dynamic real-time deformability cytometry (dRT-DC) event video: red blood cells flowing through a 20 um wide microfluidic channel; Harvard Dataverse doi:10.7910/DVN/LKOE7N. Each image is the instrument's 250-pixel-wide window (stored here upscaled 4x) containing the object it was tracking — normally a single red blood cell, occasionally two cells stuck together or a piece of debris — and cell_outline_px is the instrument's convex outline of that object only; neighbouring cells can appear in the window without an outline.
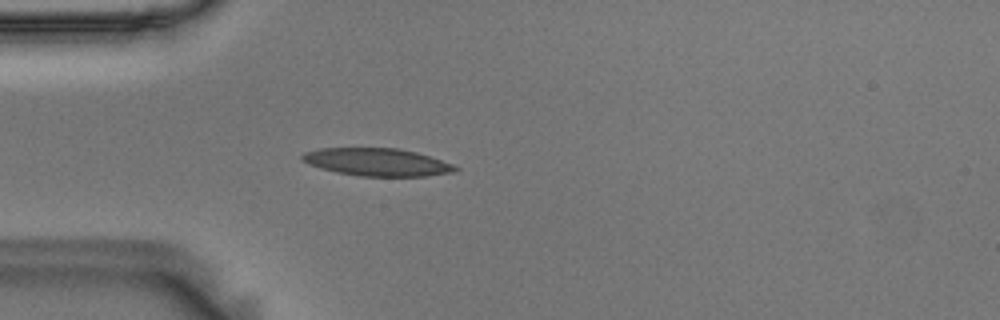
{"species": "Egyptian fruit bat (a non-hibernating species)", "species_latin": "Rousettus aegyptiacus", "temperature_condition": "room temperature", "stored_images_in_passage": 43, "camera_frame_rate_fps": 3000, "um_per_image_px": 0.085, "animal": {"sex": "male"}, "frame": {"image": 1, "passage_image": 7, "time_ms": 2.0, "image_size_px": [1000, 320], "cell_outline_px": [[460, 168], [452, 172], [428, 176], [360, 176], [336, 172], [320, 168], [308, 164], [300, 160], [300, 156], [304, 152], [320, 148], [400, 148], [416, 152], [452, 164]], "centroid_in_image_um": [32.0, 13.77], "position_along_channel_um": 53.0, "area_um2": 24.68}}
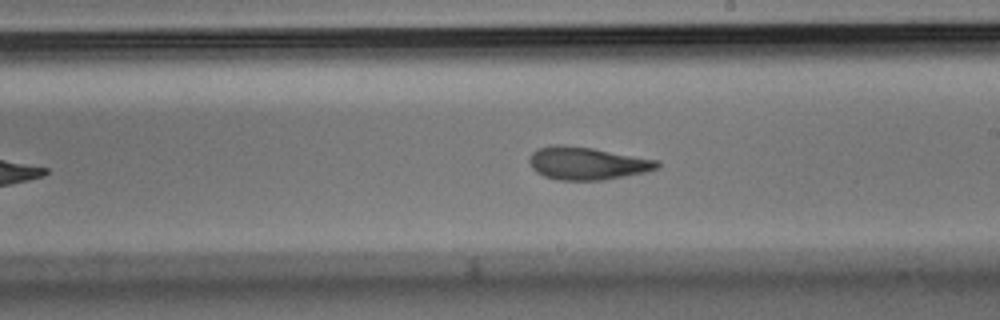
{"frame": {"image": 2, "passage_image": 23, "time_ms": 7.333, "image_size_px": [1000, 320], "cell_outline_px": [[660, 168], [644, 172], [604, 180], [560, 180], [544, 176], [536, 172], [532, 168], [528, 160], [532, 152], [536, 148], [552, 144], [564, 144], [592, 148], [660, 160]], "centroid_in_image_um": [49.89, 13.87], "position_along_channel_um": 239.1, "area_um2": 24.62}}
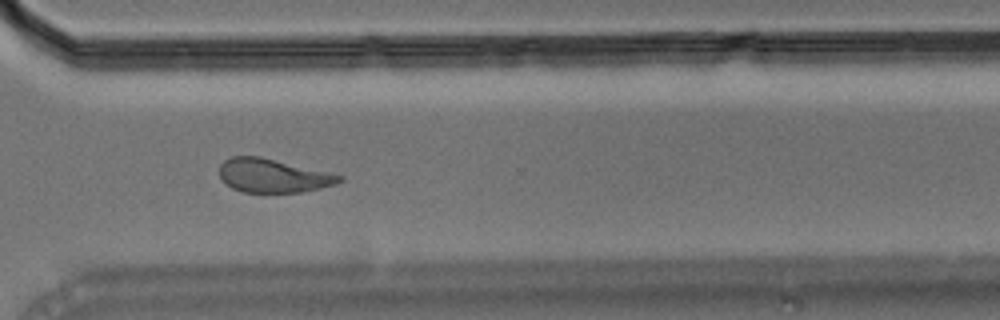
{"frame": {"image": 3, "passage_image": 32, "time_ms": 10.333, "image_size_px": [1000, 320], "cell_outline_px": [[344, 180], [336, 184], [320, 188], [300, 192], [240, 192], [232, 188], [220, 176], [220, 164], [224, 160], [232, 156], [260, 156], [344, 176]], "centroid_in_image_um": [23.21, 14.93], "position_along_channel_um": 347.4, "area_um2": 23.35}, "authors_computed_cell_mechanics": {"area_um2": 24.3916, "velocity_mm_per_s": 3.6227, "shape_relaxation_time_tau1_ms": 6.3431, "shape_relaxation_time_tau2_ms": 2.5316, "deformation_change_tau1": 0.1772, "deformation_change_tau2": 0.094}}